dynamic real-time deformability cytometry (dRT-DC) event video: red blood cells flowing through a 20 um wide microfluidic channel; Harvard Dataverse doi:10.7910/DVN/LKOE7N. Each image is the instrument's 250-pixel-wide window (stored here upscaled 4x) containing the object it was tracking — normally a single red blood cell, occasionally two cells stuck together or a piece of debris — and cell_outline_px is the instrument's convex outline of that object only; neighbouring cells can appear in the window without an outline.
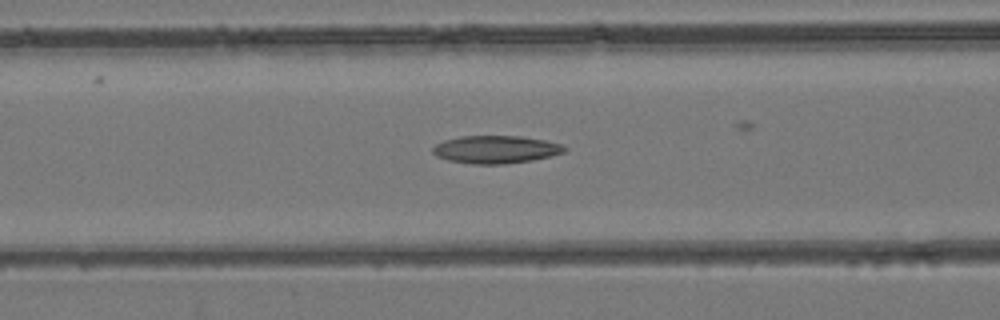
{"species": "common noctule bat (a hibernating species)", "species_latin": "Nyctalus noctula", "temperature_condition": "room temperature", "stored_images_in_passage": 39, "camera_frame_rate_fps": 3000, "um_per_image_px": 0.085, "animal": {"sex": "female", "body_mass_g": 24.6, "forearm_length_mm": 56.2}, "frame": {"image": 1, "passage_image": 20, "time_ms": 6.333, "image_size_px": [1000, 320], "cell_outline_px": [[568, 148], [564, 152], [552, 156], [532, 160], [504, 164], [472, 164], [448, 160], [436, 156], [432, 152], [432, 148], [436, 144], [444, 140], [460, 136], [520, 136], [544, 140], [564, 144]], "centroid_in_image_um": [42.16, 12.7], "position_along_channel_um": 124.4, "area_um2": 21.44}}
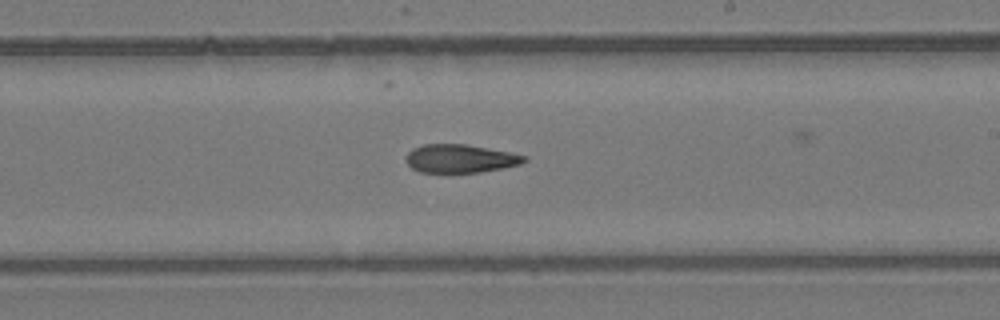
{"frame": {"image": 2, "passage_image": 29, "time_ms": 9.333, "image_size_px": [1000, 320], "cell_outline_px": [[528, 160], [520, 164], [480, 172], [420, 172], [412, 168], [408, 164], [408, 152], [412, 148], [424, 144], [464, 144], [508, 152], [528, 156]], "centroid_in_image_um": [39.13, 13.47], "position_along_channel_um": 249.9, "area_um2": 19.19}}
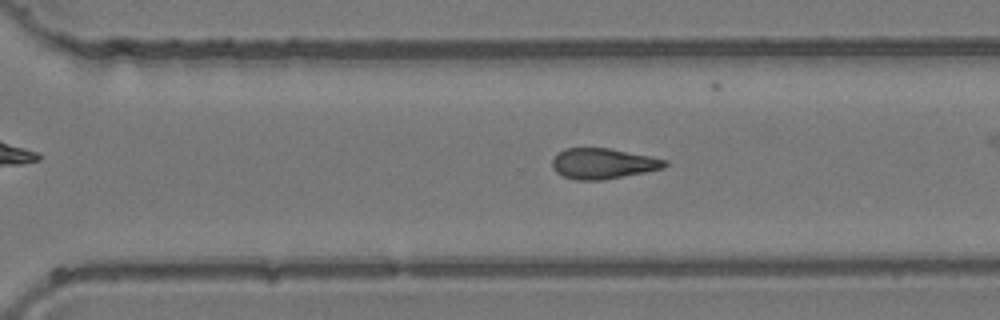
{"frame": {"image": 3, "passage_image": 34, "time_ms": 11.0, "image_size_px": [1000, 320], "cell_outline_px": [[668, 164], [664, 168], [644, 172], [600, 180], [576, 180], [564, 176], [556, 172], [552, 168], [552, 160], [556, 152], [564, 148], [608, 148], [652, 156], [668, 160]], "centroid_in_image_um": [51.24, 13.89], "position_along_channel_um": 319.4, "area_um2": 20.11}}